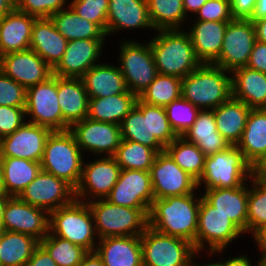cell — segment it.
Here are the masks:
<instances>
[{
  "label": "cell",
  "mask_w": 266,
  "mask_h": 266,
  "mask_svg": "<svg viewBox=\"0 0 266 266\" xmlns=\"http://www.w3.org/2000/svg\"><path fill=\"white\" fill-rule=\"evenodd\" d=\"M39 244L48 252L58 266H78L88 253L83 247L49 233Z\"/></svg>",
  "instance_id": "7bdbcfd3"
},
{
  "label": "cell",
  "mask_w": 266,
  "mask_h": 266,
  "mask_svg": "<svg viewBox=\"0 0 266 266\" xmlns=\"http://www.w3.org/2000/svg\"><path fill=\"white\" fill-rule=\"evenodd\" d=\"M254 174L255 170L246 161L243 153L236 145H230L223 151L206 156L204 171L197 186L204 183L205 190L240 187Z\"/></svg>",
  "instance_id": "ba28073f"
},
{
  "label": "cell",
  "mask_w": 266,
  "mask_h": 266,
  "mask_svg": "<svg viewBox=\"0 0 266 266\" xmlns=\"http://www.w3.org/2000/svg\"><path fill=\"white\" fill-rule=\"evenodd\" d=\"M195 194L155 199L148 214V226L161 233L182 238L195 248L201 196Z\"/></svg>",
  "instance_id": "6da1fadb"
},
{
  "label": "cell",
  "mask_w": 266,
  "mask_h": 266,
  "mask_svg": "<svg viewBox=\"0 0 266 266\" xmlns=\"http://www.w3.org/2000/svg\"><path fill=\"white\" fill-rule=\"evenodd\" d=\"M122 43L119 70L127 89L139 97L158 74L150 42L141 45L128 40Z\"/></svg>",
  "instance_id": "30bf717a"
},
{
  "label": "cell",
  "mask_w": 266,
  "mask_h": 266,
  "mask_svg": "<svg viewBox=\"0 0 266 266\" xmlns=\"http://www.w3.org/2000/svg\"><path fill=\"white\" fill-rule=\"evenodd\" d=\"M69 131L80 150L87 149L96 155L106 153V156H113L121 142L120 125L95 121L88 117L72 124Z\"/></svg>",
  "instance_id": "d6986e66"
},
{
  "label": "cell",
  "mask_w": 266,
  "mask_h": 266,
  "mask_svg": "<svg viewBox=\"0 0 266 266\" xmlns=\"http://www.w3.org/2000/svg\"><path fill=\"white\" fill-rule=\"evenodd\" d=\"M51 132L48 127L25 122L15 132L0 139V157L41 162Z\"/></svg>",
  "instance_id": "ffe728a7"
},
{
  "label": "cell",
  "mask_w": 266,
  "mask_h": 266,
  "mask_svg": "<svg viewBox=\"0 0 266 266\" xmlns=\"http://www.w3.org/2000/svg\"><path fill=\"white\" fill-rule=\"evenodd\" d=\"M251 179L254 187L248 193L247 232L254 234L266 224V184L255 174Z\"/></svg>",
  "instance_id": "ee69618b"
},
{
  "label": "cell",
  "mask_w": 266,
  "mask_h": 266,
  "mask_svg": "<svg viewBox=\"0 0 266 266\" xmlns=\"http://www.w3.org/2000/svg\"><path fill=\"white\" fill-rule=\"evenodd\" d=\"M226 73L230 72L202 63L182 78L181 96L200 110H214L232 96V76Z\"/></svg>",
  "instance_id": "277c9868"
},
{
  "label": "cell",
  "mask_w": 266,
  "mask_h": 266,
  "mask_svg": "<svg viewBox=\"0 0 266 266\" xmlns=\"http://www.w3.org/2000/svg\"><path fill=\"white\" fill-rule=\"evenodd\" d=\"M151 23L156 31L179 29L186 17L183 0H146Z\"/></svg>",
  "instance_id": "ab89813d"
},
{
  "label": "cell",
  "mask_w": 266,
  "mask_h": 266,
  "mask_svg": "<svg viewBox=\"0 0 266 266\" xmlns=\"http://www.w3.org/2000/svg\"><path fill=\"white\" fill-rule=\"evenodd\" d=\"M195 144L205 156H210L229 147V143L217 131L213 110H200L194 124L182 136Z\"/></svg>",
  "instance_id": "d6a6232c"
},
{
  "label": "cell",
  "mask_w": 266,
  "mask_h": 266,
  "mask_svg": "<svg viewBox=\"0 0 266 266\" xmlns=\"http://www.w3.org/2000/svg\"><path fill=\"white\" fill-rule=\"evenodd\" d=\"M67 40L57 31L51 18H36L32 28L30 49L52 69L61 61Z\"/></svg>",
  "instance_id": "83f0119b"
},
{
  "label": "cell",
  "mask_w": 266,
  "mask_h": 266,
  "mask_svg": "<svg viewBox=\"0 0 266 266\" xmlns=\"http://www.w3.org/2000/svg\"><path fill=\"white\" fill-rule=\"evenodd\" d=\"M256 0H230L233 19L249 20L253 14Z\"/></svg>",
  "instance_id": "f5cc1de1"
},
{
  "label": "cell",
  "mask_w": 266,
  "mask_h": 266,
  "mask_svg": "<svg viewBox=\"0 0 266 266\" xmlns=\"http://www.w3.org/2000/svg\"><path fill=\"white\" fill-rule=\"evenodd\" d=\"M4 194L18 197L41 172V163L27 159L0 157Z\"/></svg>",
  "instance_id": "e575fe53"
},
{
  "label": "cell",
  "mask_w": 266,
  "mask_h": 266,
  "mask_svg": "<svg viewBox=\"0 0 266 266\" xmlns=\"http://www.w3.org/2000/svg\"><path fill=\"white\" fill-rule=\"evenodd\" d=\"M266 18V0H256L255 8L251 18V22H256Z\"/></svg>",
  "instance_id": "11a10c76"
},
{
  "label": "cell",
  "mask_w": 266,
  "mask_h": 266,
  "mask_svg": "<svg viewBox=\"0 0 266 266\" xmlns=\"http://www.w3.org/2000/svg\"><path fill=\"white\" fill-rule=\"evenodd\" d=\"M60 10L50 18L57 31L67 40L106 39V34L91 21L80 17L70 6Z\"/></svg>",
  "instance_id": "74e56055"
},
{
  "label": "cell",
  "mask_w": 266,
  "mask_h": 266,
  "mask_svg": "<svg viewBox=\"0 0 266 266\" xmlns=\"http://www.w3.org/2000/svg\"><path fill=\"white\" fill-rule=\"evenodd\" d=\"M198 21L230 22L233 20L231 14L230 0H207L197 12Z\"/></svg>",
  "instance_id": "681fc988"
},
{
  "label": "cell",
  "mask_w": 266,
  "mask_h": 266,
  "mask_svg": "<svg viewBox=\"0 0 266 266\" xmlns=\"http://www.w3.org/2000/svg\"><path fill=\"white\" fill-rule=\"evenodd\" d=\"M255 175L266 184V160L255 170Z\"/></svg>",
  "instance_id": "be15d7a7"
},
{
  "label": "cell",
  "mask_w": 266,
  "mask_h": 266,
  "mask_svg": "<svg viewBox=\"0 0 266 266\" xmlns=\"http://www.w3.org/2000/svg\"><path fill=\"white\" fill-rule=\"evenodd\" d=\"M81 79L89 98L112 96L128 90L119 67L111 66V64H98L97 62Z\"/></svg>",
  "instance_id": "836d02e7"
},
{
  "label": "cell",
  "mask_w": 266,
  "mask_h": 266,
  "mask_svg": "<svg viewBox=\"0 0 266 266\" xmlns=\"http://www.w3.org/2000/svg\"><path fill=\"white\" fill-rule=\"evenodd\" d=\"M120 130L121 139L138 142L158 153L178 137L170 126L165 107L144 103L139 98L122 120Z\"/></svg>",
  "instance_id": "7a4b0ae2"
},
{
  "label": "cell",
  "mask_w": 266,
  "mask_h": 266,
  "mask_svg": "<svg viewBox=\"0 0 266 266\" xmlns=\"http://www.w3.org/2000/svg\"><path fill=\"white\" fill-rule=\"evenodd\" d=\"M98 239L115 236H140L148 227L150 209H134L106 199L88 202Z\"/></svg>",
  "instance_id": "52a82bcc"
},
{
  "label": "cell",
  "mask_w": 266,
  "mask_h": 266,
  "mask_svg": "<svg viewBox=\"0 0 266 266\" xmlns=\"http://www.w3.org/2000/svg\"><path fill=\"white\" fill-rule=\"evenodd\" d=\"M206 1L207 0H183L185 15L187 16V13L192 11L196 14Z\"/></svg>",
  "instance_id": "94428289"
},
{
  "label": "cell",
  "mask_w": 266,
  "mask_h": 266,
  "mask_svg": "<svg viewBox=\"0 0 266 266\" xmlns=\"http://www.w3.org/2000/svg\"><path fill=\"white\" fill-rule=\"evenodd\" d=\"M157 72L184 78L202 63L196 56L188 31L158 30L150 41Z\"/></svg>",
  "instance_id": "3957f363"
},
{
  "label": "cell",
  "mask_w": 266,
  "mask_h": 266,
  "mask_svg": "<svg viewBox=\"0 0 266 266\" xmlns=\"http://www.w3.org/2000/svg\"><path fill=\"white\" fill-rule=\"evenodd\" d=\"M247 67L266 73V43L255 41Z\"/></svg>",
  "instance_id": "816d5d0a"
},
{
  "label": "cell",
  "mask_w": 266,
  "mask_h": 266,
  "mask_svg": "<svg viewBox=\"0 0 266 266\" xmlns=\"http://www.w3.org/2000/svg\"><path fill=\"white\" fill-rule=\"evenodd\" d=\"M251 108L231 96L213 110L217 131L229 145L240 142Z\"/></svg>",
  "instance_id": "1f68e13d"
},
{
  "label": "cell",
  "mask_w": 266,
  "mask_h": 266,
  "mask_svg": "<svg viewBox=\"0 0 266 266\" xmlns=\"http://www.w3.org/2000/svg\"><path fill=\"white\" fill-rule=\"evenodd\" d=\"M154 29L146 0H109L106 36L122 29Z\"/></svg>",
  "instance_id": "d4e9b609"
},
{
  "label": "cell",
  "mask_w": 266,
  "mask_h": 266,
  "mask_svg": "<svg viewBox=\"0 0 266 266\" xmlns=\"http://www.w3.org/2000/svg\"><path fill=\"white\" fill-rule=\"evenodd\" d=\"M137 98L129 90L112 96L89 98L87 117L95 121L120 125L135 106Z\"/></svg>",
  "instance_id": "d590c367"
},
{
  "label": "cell",
  "mask_w": 266,
  "mask_h": 266,
  "mask_svg": "<svg viewBox=\"0 0 266 266\" xmlns=\"http://www.w3.org/2000/svg\"><path fill=\"white\" fill-rule=\"evenodd\" d=\"M95 252L104 266H143L140 236H115L99 239Z\"/></svg>",
  "instance_id": "484cf974"
},
{
  "label": "cell",
  "mask_w": 266,
  "mask_h": 266,
  "mask_svg": "<svg viewBox=\"0 0 266 266\" xmlns=\"http://www.w3.org/2000/svg\"><path fill=\"white\" fill-rule=\"evenodd\" d=\"M165 151L193 179L198 181L201 178L206 156L195 144L178 136L165 147Z\"/></svg>",
  "instance_id": "f35d334b"
},
{
  "label": "cell",
  "mask_w": 266,
  "mask_h": 266,
  "mask_svg": "<svg viewBox=\"0 0 266 266\" xmlns=\"http://www.w3.org/2000/svg\"><path fill=\"white\" fill-rule=\"evenodd\" d=\"M78 266H104L102 259L94 252H88Z\"/></svg>",
  "instance_id": "6f0895ef"
},
{
  "label": "cell",
  "mask_w": 266,
  "mask_h": 266,
  "mask_svg": "<svg viewBox=\"0 0 266 266\" xmlns=\"http://www.w3.org/2000/svg\"><path fill=\"white\" fill-rule=\"evenodd\" d=\"M35 19L16 8L0 18V55L30 49Z\"/></svg>",
  "instance_id": "cb8c5ba5"
},
{
  "label": "cell",
  "mask_w": 266,
  "mask_h": 266,
  "mask_svg": "<svg viewBox=\"0 0 266 266\" xmlns=\"http://www.w3.org/2000/svg\"><path fill=\"white\" fill-rule=\"evenodd\" d=\"M93 223L88 203L74 199L70 204L49 213V234L94 252L97 234Z\"/></svg>",
  "instance_id": "8992f818"
},
{
  "label": "cell",
  "mask_w": 266,
  "mask_h": 266,
  "mask_svg": "<svg viewBox=\"0 0 266 266\" xmlns=\"http://www.w3.org/2000/svg\"><path fill=\"white\" fill-rule=\"evenodd\" d=\"M67 0H15V8L36 18H50L65 6Z\"/></svg>",
  "instance_id": "7dc6e473"
},
{
  "label": "cell",
  "mask_w": 266,
  "mask_h": 266,
  "mask_svg": "<svg viewBox=\"0 0 266 266\" xmlns=\"http://www.w3.org/2000/svg\"><path fill=\"white\" fill-rule=\"evenodd\" d=\"M39 241L13 231H0V266H25Z\"/></svg>",
  "instance_id": "8d00e7d4"
},
{
  "label": "cell",
  "mask_w": 266,
  "mask_h": 266,
  "mask_svg": "<svg viewBox=\"0 0 266 266\" xmlns=\"http://www.w3.org/2000/svg\"><path fill=\"white\" fill-rule=\"evenodd\" d=\"M46 212L19 197L9 196L5 204L2 230L26 234L40 242L49 233V213Z\"/></svg>",
  "instance_id": "2e32d148"
},
{
  "label": "cell",
  "mask_w": 266,
  "mask_h": 266,
  "mask_svg": "<svg viewBox=\"0 0 266 266\" xmlns=\"http://www.w3.org/2000/svg\"><path fill=\"white\" fill-rule=\"evenodd\" d=\"M218 266H252L250 259L247 256H238L234 258H229L227 260H223V262H216Z\"/></svg>",
  "instance_id": "9f6ffc18"
},
{
  "label": "cell",
  "mask_w": 266,
  "mask_h": 266,
  "mask_svg": "<svg viewBox=\"0 0 266 266\" xmlns=\"http://www.w3.org/2000/svg\"><path fill=\"white\" fill-rule=\"evenodd\" d=\"M105 199L119 206L150 209L154 201L150 172L121 169L117 183Z\"/></svg>",
  "instance_id": "ac0fdd59"
},
{
  "label": "cell",
  "mask_w": 266,
  "mask_h": 266,
  "mask_svg": "<svg viewBox=\"0 0 266 266\" xmlns=\"http://www.w3.org/2000/svg\"><path fill=\"white\" fill-rule=\"evenodd\" d=\"M188 34L201 63L213 64L220 55L224 33L229 22L195 21Z\"/></svg>",
  "instance_id": "f546056e"
},
{
  "label": "cell",
  "mask_w": 266,
  "mask_h": 266,
  "mask_svg": "<svg viewBox=\"0 0 266 266\" xmlns=\"http://www.w3.org/2000/svg\"><path fill=\"white\" fill-rule=\"evenodd\" d=\"M25 112L31 116L30 123L45 126L52 131L69 130L70 125L63 119L57 95V76L26 89Z\"/></svg>",
  "instance_id": "8fae6325"
},
{
  "label": "cell",
  "mask_w": 266,
  "mask_h": 266,
  "mask_svg": "<svg viewBox=\"0 0 266 266\" xmlns=\"http://www.w3.org/2000/svg\"><path fill=\"white\" fill-rule=\"evenodd\" d=\"M143 266H192L196 250L182 238L148 226L140 235Z\"/></svg>",
  "instance_id": "9c48e42d"
},
{
  "label": "cell",
  "mask_w": 266,
  "mask_h": 266,
  "mask_svg": "<svg viewBox=\"0 0 266 266\" xmlns=\"http://www.w3.org/2000/svg\"><path fill=\"white\" fill-rule=\"evenodd\" d=\"M69 6L80 17L95 23L106 34L109 0H73Z\"/></svg>",
  "instance_id": "bcb514c9"
},
{
  "label": "cell",
  "mask_w": 266,
  "mask_h": 266,
  "mask_svg": "<svg viewBox=\"0 0 266 266\" xmlns=\"http://www.w3.org/2000/svg\"><path fill=\"white\" fill-rule=\"evenodd\" d=\"M26 88L0 70V106L25 107Z\"/></svg>",
  "instance_id": "c3c4849f"
},
{
  "label": "cell",
  "mask_w": 266,
  "mask_h": 266,
  "mask_svg": "<svg viewBox=\"0 0 266 266\" xmlns=\"http://www.w3.org/2000/svg\"><path fill=\"white\" fill-rule=\"evenodd\" d=\"M121 167L113 156H105L94 162L85 164L83 161L82 175L79 185L75 188V199L87 203L95 199H105L117 183ZM89 194V196H88ZM93 197L91 199V197Z\"/></svg>",
  "instance_id": "e0dca14e"
},
{
  "label": "cell",
  "mask_w": 266,
  "mask_h": 266,
  "mask_svg": "<svg viewBox=\"0 0 266 266\" xmlns=\"http://www.w3.org/2000/svg\"><path fill=\"white\" fill-rule=\"evenodd\" d=\"M15 8V0H0V18Z\"/></svg>",
  "instance_id": "6125c7cd"
},
{
  "label": "cell",
  "mask_w": 266,
  "mask_h": 266,
  "mask_svg": "<svg viewBox=\"0 0 266 266\" xmlns=\"http://www.w3.org/2000/svg\"><path fill=\"white\" fill-rule=\"evenodd\" d=\"M41 169L65 180L74 189L82 175V151L69 131H52L47 137Z\"/></svg>",
  "instance_id": "5b68a950"
},
{
  "label": "cell",
  "mask_w": 266,
  "mask_h": 266,
  "mask_svg": "<svg viewBox=\"0 0 266 266\" xmlns=\"http://www.w3.org/2000/svg\"><path fill=\"white\" fill-rule=\"evenodd\" d=\"M157 154V151L138 142L121 139L113 157L121 169L150 172Z\"/></svg>",
  "instance_id": "60d3db41"
},
{
  "label": "cell",
  "mask_w": 266,
  "mask_h": 266,
  "mask_svg": "<svg viewBox=\"0 0 266 266\" xmlns=\"http://www.w3.org/2000/svg\"><path fill=\"white\" fill-rule=\"evenodd\" d=\"M25 266H58L48 252L39 244Z\"/></svg>",
  "instance_id": "db71d44e"
},
{
  "label": "cell",
  "mask_w": 266,
  "mask_h": 266,
  "mask_svg": "<svg viewBox=\"0 0 266 266\" xmlns=\"http://www.w3.org/2000/svg\"><path fill=\"white\" fill-rule=\"evenodd\" d=\"M170 126L177 136L183 134L194 124L200 109L182 96L165 107Z\"/></svg>",
  "instance_id": "f6af8a7d"
},
{
  "label": "cell",
  "mask_w": 266,
  "mask_h": 266,
  "mask_svg": "<svg viewBox=\"0 0 266 266\" xmlns=\"http://www.w3.org/2000/svg\"><path fill=\"white\" fill-rule=\"evenodd\" d=\"M0 70L26 89L53 75V69L32 49L1 55Z\"/></svg>",
  "instance_id": "44dd1931"
},
{
  "label": "cell",
  "mask_w": 266,
  "mask_h": 266,
  "mask_svg": "<svg viewBox=\"0 0 266 266\" xmlns=\"http://www.w3.org/2000/svg\"><path fill=\"white\" fill-rule=\"evenodd\" d=\"M18 197L50 213L70 204L75 199V189L65 180L41 170Z\"/></svg>",
  "instance_id": "9a60e30c"
},
{
  "label": "cell",
  "mask_w": 266,
  "mask_h": 266,
  "mask_svg": "<svg viewBox=\"0 0 266 266\" xmlns=\"http://www.w3.org/2000/svg\"><path fill=\"white\" fill-rule=\"evenodd\" d=\"M252 23L255 29L256 40L266 43V18Z\"/></svg>",
  "instance_id": "680465c9"
},
{
  "label": "cell",
  "mask_w": 266,
  "mask_h": 266,
  "mask_svg": "<svg viewBox=\"0 0 266 266\" xmlns=\"http://www.w3.org/2000/svg\"><path fill=\"white\" fill-rule=\"evenodd\" d=\"M104 39H77L67 42L61 61L53 69L58 77L81 78L96 65Z\"/></svg>",
  "instance_id": "7402d4cb"
},
{
  "label": "cell",
  "mask_w": 266,
  "mask_h": 266,
  "mask_svg": "<svg viewBox=\"0 0 266 266\" xmlns=\"http://www.w3.org/2000/svg\"><path fill=\"white\" fill-rule=\"evenodd\" d=\"M0 193H4L1 164H0Z\"/></svg>",
  "instance_id": "003e7915"
},
{
  "label": "cell",
  "mask_w": 266,
  "mask_h": 266,
  "mask_svg": "<svg viewBox=\"0 0 266 266\" xmlns=\"http://www.w3.org/2000/svg\"><path fill=\"white\" fill-rule=\"evenodd\" d=\"M155 199L187 195L197 190V181L181 169L166 151L157 154L150 169Z\"/></svg>",
  "instance_id": "5bb4252c"
},
{
  "label": "cell",
  "mask_w": 266,
  "mask_h": 266,
  "mask_svg": "<svg viewBox=\"0 0 266 266\" xmlns=\"http://www.w3.org/2000/svg\"><path fill=\"white\" fill-rule=\"evenodd\" d=\"M248 193L249 188L244 184L235 188L206 190L202 197L245 233L247 232Z\"/></svg>",
  "instance_id": "603a6c76"
},
{
  "label": "cell",
  "mask_w": 266,
  "mask_h": 266,
  "mask_svg": "<svg viewBox=\"0 0 266 266\" xmlns=\"http://www.w3.org/2000/svg\"><path fill=\"white\" fill-rule=\"evenodd\" d=\"M255 242L262 253H266V224L259 228L254 234Z\"/></svg>",
  "instance_id": "91938a15"
},
{
  "label": "cell",
  "mask_w": 266,
  "mask_h": 266,
  "mask_svg": "<svg viewBox=\"0 0 266 266\" xmlns=\"http://www.w3.org/2000/svg\"><path fill=\"white\" fill-rule=\"evenodd\" d=\"M25 116V107L0 106V139L21 127Z\"/></svg>",
  "instance_id": "f907efd6"
},
{
  "label": "cell",
  "mask_w": 266,
  "mask_h": 266,
  "mask_svg": "<svg viewBox=\"0 0 266 266\" xmlns=\"http://www.w3.org/2000/svg\"><path fill=\"white\" fill-rule=\"evenodd\" d=\"M255 41V29L250 20H231L224 33L219 58L213 64L229 72L246 67Z\"/></svg>",
  "instance_id": "4fadbf2b"
},
{
  "label": "cell",
  "mask_w": 266,
  "mask_h": 266,
  "mask_svg": "<svg viewBox=\"0 0 266 266\" xmlns=\"http://www.w3.org/2000/svg\"><path fill=\"white\" fill-rule=\"evenodd\" d=\"M232 74V96L251 109L266 108V73L246 66Z\"/></svg>",
  "instance_id": "4dcf8cb0"
},
{
  "label": "cell",
  "mask_w": 266,
  "mask_h": 266,
  "mask_svg": "<svg viewBox=\"0 0 266 266\" xmlns=\"http://www.w3.org/2000/svg\"><path fill=\"white\" fill-rule=\"evenodd\" d=\"M8 197L6 194L0 193V231L2 230L3 214Z\"/></svg>",
  "instance_id": "e7e4bbea"
},
{
  "label": "cell",
  "mask_w": 266,
  "mask_h": 266,
  "mask_svg": "<svg viewBox=\"0 0 266 266\" xmlns=\"http://www.w3.org/2000/svg\"><path fill=\"white\" fill-rule=\"evenodd\" d=\"M192 266H218V265H217L216 263H210V264H205V265H204V264H202V265H199V264H198V265H197L196 263L193 262V263H192Z\"/></svg>",
  "instance_id": "a7ac6f4b"
},
{
  "label": "cell",
  "mask_w": 266,
  "mask_h": 266,
  "mask_svg": "<svg viewBox=\"0 0 266 266\" xmlns=\"http://www.w3.org/2000/svg\"><path fill=\"white\" fill-rule=\"evenodd\" d=\"M57 95L62 117L70 126L88 116L89 97L81 78L57 76Z\"/></svg>",
  "instance_id": "f1b7e54d"
},
{
  "label": "cell",
  "mask_w": 266,
  "mask_h": 266,
  "mask_svg": "<svg viewBox=\"0 0 266 266\" xmlns=\"http://www.w3.org/2000/svg\"><path fill=\"white\" fill-rule=\"evenodd\" d=\"M181 86V78L158 73L138 98L150 105L166 107L172 101L181 97Z\"/></svg>",
  "instance_id": "b9f144b4"
},
{
  "label": "cell",
  "mask_w": 266,
  "mask_h": 266,
  "mask_svg": "<svg viewBox=\"0 0 266 266\" xmlns=\"http://www.w3.org/2000/svg\"><path fill=\"white\" fill-rule=\"evenodd\" d=\"M242 234L244 233L228 217L217 211L201 196L195 239L197 253L206 243L209 245L210 254L223 252L229 243Z\"/></svg>",
  "instance_id": "7c38bea8"
},
{
  "label": "cell",
  "mask_w": 266,
  "mask_h": 266,
  "mask_svg": "<svg viewBox=\"0 0 266 266\" xmlns=\"http://www.w3.org/2000/svg\"><path fill=\"white\" fill-rule=\"evenodd\" d=\"M257 266H266V253H262L260 260L257 262Z\"/></svg>",
  "instance_id": "03108f58"
},
{
  "label": "cell",
  "mask_w": 266,
  "mask_h": 266,
  "mask_svg": "<svg viewBox=\"0 0 266 266\" xmlns=\"http://www.w3.org/2000/svg\"><path fill=\"white\" fill-rule=\"evenodd\" d=\"M237 148L254 170L266 160V108L250 110Z\"/></svg>",
  "instance_id": "4316f807"
}]
</instances>
